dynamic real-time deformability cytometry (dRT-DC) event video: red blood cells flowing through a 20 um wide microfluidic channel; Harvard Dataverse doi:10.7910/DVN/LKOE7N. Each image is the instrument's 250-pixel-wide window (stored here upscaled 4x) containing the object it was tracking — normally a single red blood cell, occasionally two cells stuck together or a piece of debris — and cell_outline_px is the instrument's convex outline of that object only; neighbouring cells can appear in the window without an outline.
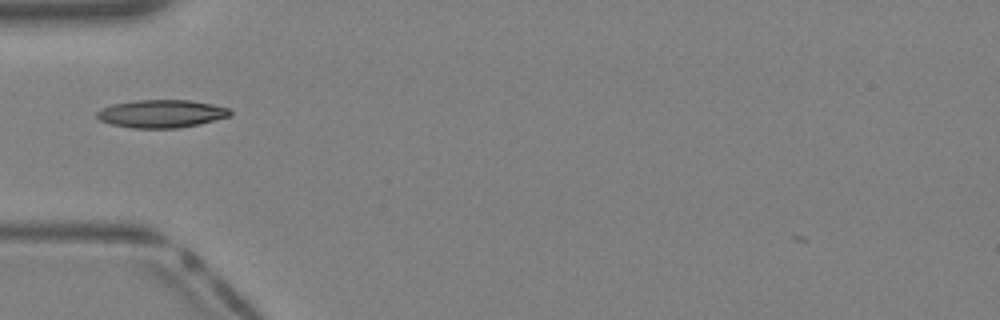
{"species": "Egyptian fruit bat (a non-hibernating species)", "species_latin": "Rousettus aegyptiacus", "temperature_condition": "warm", "stored_images_in_passage": 29, "camera_frame_rate_fps": 3000, "um_per_image_px": 0.085, "animal": {"sex": "female"}, "frame": {"image": 1, "passage_image": 2, "time_ms": 0.333, "image_size_px": [1000, 320], "cell_outline_px": [[232, 116], [200, 124], [180, 128], [132, 128], [112, 124], [100, 120], [96, 116], [96, 112], [112, 104], [136, 100], [192, 100], [232, 108]], "centroid_in_image_um": [13.79, 9.66], "position_along_channel_um": 71.2, "area_um2": 21.85}}
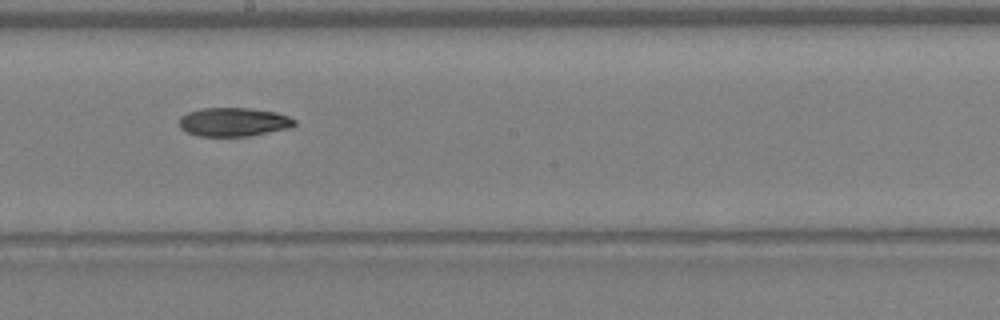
{"frame": {"image": 2, "passage_image": 11, "time_ms": 3.333, "image_size_px": [1000, 320], "cell_outline_px": [[296, 124], [292, 128], [248, 136], [200, 136], [188, 132], [180, 128], [180, 116], [188, 112], [200, 108], [248, 108], [276, 112], [288, 116], [296, 120]], "centroid_in_image_um": [19.88, 10.37], "position_along_channel_um": 228.3, "area_um2": 19.36}}
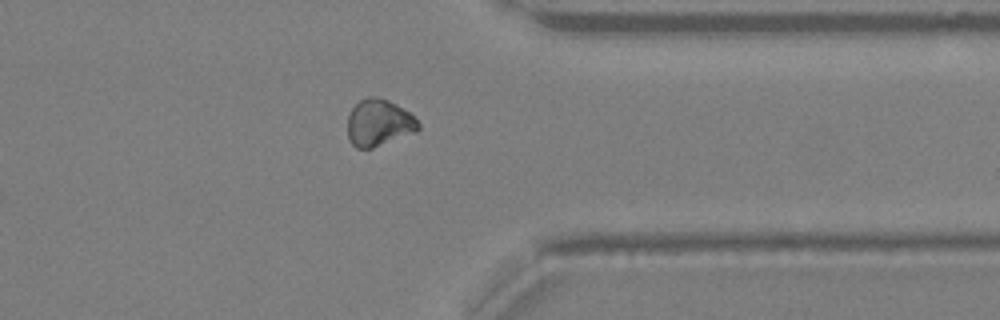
{"frame": {"image": 3, "passage_image": 20, "time_ms": 6.333, "image_size_px": [1000, 320], "cell_outline_px": [[420, 128], [416, 132], [372, 148], [356, 148], [348, 140], [348, 116], [352, 108], [360, 100], [368, 96], [376, 96], [388, 100], [396, 104], [408, 112], [420, 124]], "centroid_in_image_um": [32.18, 10.44], "position_along_channel_um": 379.2, "area_um2": 19.25}}